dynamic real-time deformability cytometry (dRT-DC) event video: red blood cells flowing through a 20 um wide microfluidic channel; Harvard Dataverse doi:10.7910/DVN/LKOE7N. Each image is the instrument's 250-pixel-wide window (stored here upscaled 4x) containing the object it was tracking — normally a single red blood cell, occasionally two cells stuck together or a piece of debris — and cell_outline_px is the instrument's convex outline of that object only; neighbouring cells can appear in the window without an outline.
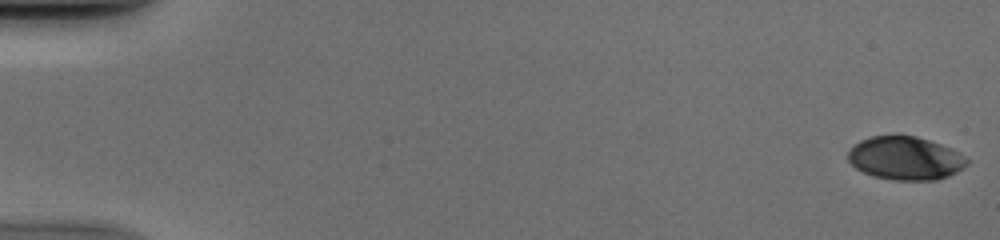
{"species": "human", "species_latin": "Homo sapiens", "temperature_condition": "cold", "stored_images_in_passage": 52, "camera_frame_rate_fps": 3000, "um_per_image_px": 0.085, "donor": {"sex": "male"}, "frame": {"image": 1, "passage_image": 1, "time_ms": 0.0, "image_size_px": [1000, 240], "cell_outline_px": [[968, 164], [956, 172], [948, 176], [936, 180], [892, 180], [872, 176], [856, 168], [848, 160], [848, 152], [860, 140], [872, 136], [916, 136], [940, 144], [964, 156], [968, 160]], "centroid_in_image_um": [76.94, 13.46], "position_along_channel_um": 8.1, "area_um2": 29.65}}
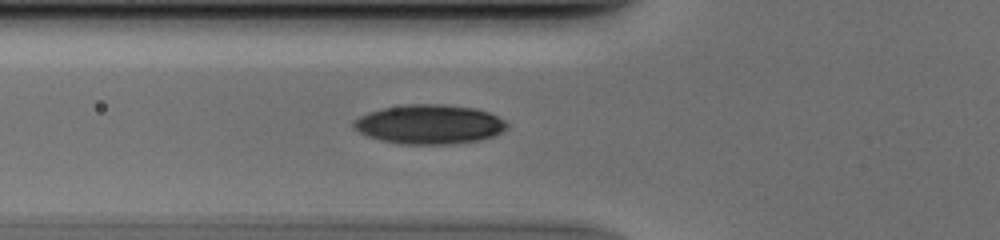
{"frame": {"image": 2, "passage_image": 20, "time_ms": 6.333, "image_size_px": [1000, 240], "cell_outline_px": [[508, 128], [492, 136], [480, 140], [456, 144], [400, 144], [380, 140], [368, 136], [352, 128], [352, 120], [368, 112], [384, 108], [404, 104], [440, 104], [476, 108], [488, 112], [504, 120], [508, 124]], "centroid_in_image_um": [36.47, 10.57], "position_along_channel_um": 89.3, "area_um2": 35.32}}
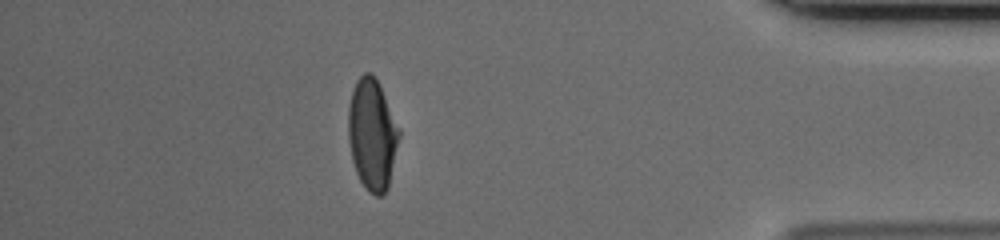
{"frame": {"image": 3, "passage_image": 46, "time_ms": 15.0, "image_size_px": [1000, 240], "cell_outline_px": [[400, 136], [388, 188], [380, 196], [376, 196], [368, 192], [360, 180], [356, 172], [352, 160], [348, 140], [348, 104], [352, 88], [356, 80], [364, 72], [368, 72], [380, 84], [400, 128]], "centroid_in_image_um": [31.63, 11.41], "position_along_channel_um": 403.6, "area_um2": 33.23}}